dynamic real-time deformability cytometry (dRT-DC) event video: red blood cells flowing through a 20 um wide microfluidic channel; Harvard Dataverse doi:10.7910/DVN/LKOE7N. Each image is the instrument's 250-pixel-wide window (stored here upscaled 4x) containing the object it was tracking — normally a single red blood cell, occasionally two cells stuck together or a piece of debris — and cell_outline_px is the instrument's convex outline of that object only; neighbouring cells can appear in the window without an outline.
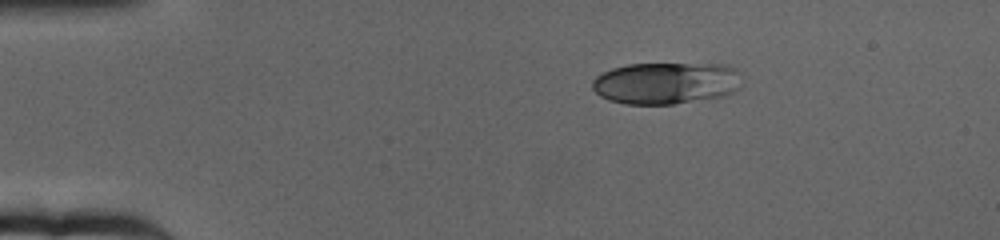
{"species": "human", "species_latin": "Homo sapiens", "temperature_condition": "cold", "stored_images_in_passage": 54, "camera_frame_rate_fps": 3000, "um_per_image_px": 0.085, "donor": {"sex": "female"}, "frame": {"image": 1, "passage_image": 1, "time_ms": 0.0, "image_size_px": [1000, 240], "cell_outline_px": [[740, 88], [724, 96], [672, 104], [624, 104], [608, 100], [600, 96], [592, 88], [592, 80], [596, 76], [612, 68], [628, 64], [728, 64], [736, 68]], "centroid_in_image_um": [56.59, 7.06], "position_along_channel_um": 28.4, "area_um2": 36.53}}
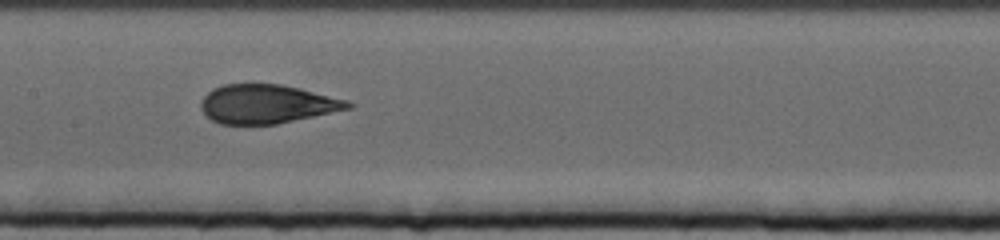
{"frame": {"image": 2, "passage_image": 22, "time_ms": 7.0, "image_size_px": [1000, 240], "cell_outline_px": [[356, 104], [352, 108], [276, 124], [220, 124], [212, 120], [200, 108], [200, 100], [212, 88], [224, 84], [280, 84], [300, 88], [348, 100]], "centroid_in_image_um": [22.7, 8.83], "position_along_channel_um": 184.7, "area_um2": 33.35}}
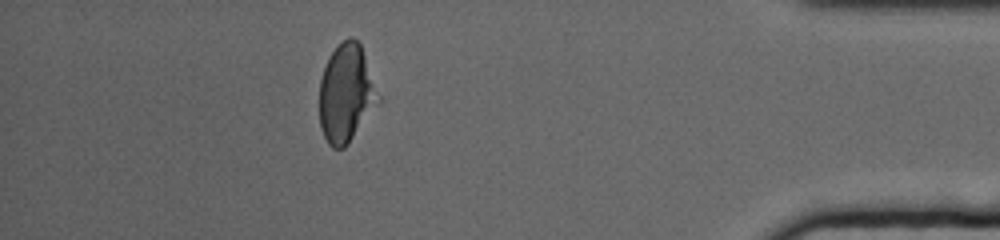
{"frame": {"image": 3, "passage_image": 47, "time_ms": 15.333, "image_size_px": [1000, 240], "cell_outline_px": [[380, 104], [348, 144], [344, 148], [332, 148], [328, 144], [324, 136], [320, 124], [320, 80], [328, 56], [348, 36], [352, 36], [360, 44], [380, 96]], "centroid_in_image_um": [29.44, 7.97], "position_along_channel_um": 405.8, "area_um2": 33.7}, "authors_computed_cell_mechanics": {"area_um2": 34.6222, "velocity_mm_per_s": 3.1671, "shape_relaxation_time_tau1_ms": 7.3724, "shape_relaxation_time_tau2_ms": 1.0937, "deformation_change_tau1": 0.1989, "deformation_change_tau2": 0.0635}}